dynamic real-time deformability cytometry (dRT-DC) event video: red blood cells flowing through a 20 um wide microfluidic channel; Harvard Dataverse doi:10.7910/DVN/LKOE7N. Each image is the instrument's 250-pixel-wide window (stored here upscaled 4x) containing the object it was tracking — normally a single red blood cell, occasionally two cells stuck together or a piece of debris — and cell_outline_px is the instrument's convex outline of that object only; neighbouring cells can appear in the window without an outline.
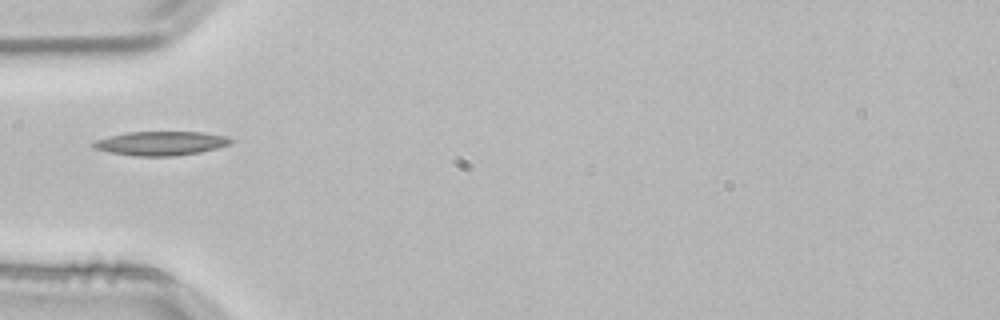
{"species": "common noctule bat (a hibernating species)", "species_latin": "Nyctalus noctula", "temperature_condition": "room temperature", "stored_images_in_passage": 37, "camera_frame_rate_fps": 3000, "um_per_image_px": 0.085, "animal": {"sex": "male", "body_mass_g": 21.5, "forearm_length_mm": 52.0}, "frame": {"image": 1, "passage_image": 1, "time_ms": 0.0, "image_size_px": [1000, 320], "cell_outline_px": [[236, 140], [232, 144], [200, 152], [176, 156], [136, 156], [112, 152], [92, 148], [92, 144], [96, 140], [128, 132], [204, 132], [228, 136]], "centroid_in_image_um": [13.77, 12.18], "position_along_channel_um": 71.2, "area_um2": 19.25}}
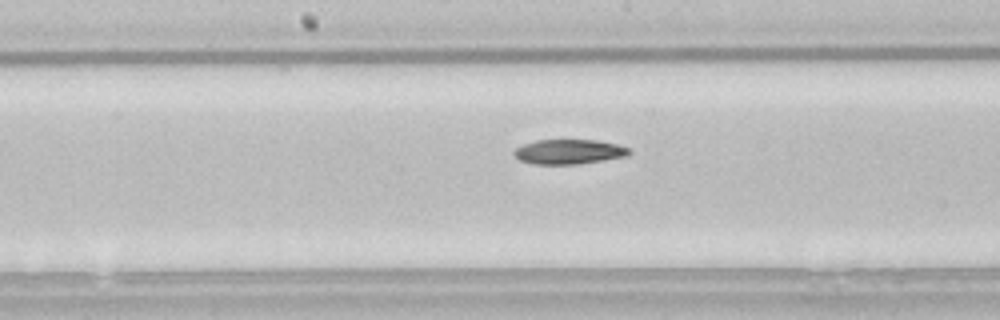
{"frame": {"image": 2, "passage_image": 11, "time_ms": 3.333, "image_size_px": [1000, 320], "cell_outline_px": [[632, 152], [628, 156], [604, 160], [576, 164], [532, 164], [520, 160], [512, 152], [516, 148], [524, 144], [536, 140], [596, 140], [616, 144], [628, 148]], "centroid_in_image_um": [48.36, 12.9], "position_along_channel_um": 199.8, "area_um2": 16.53}}
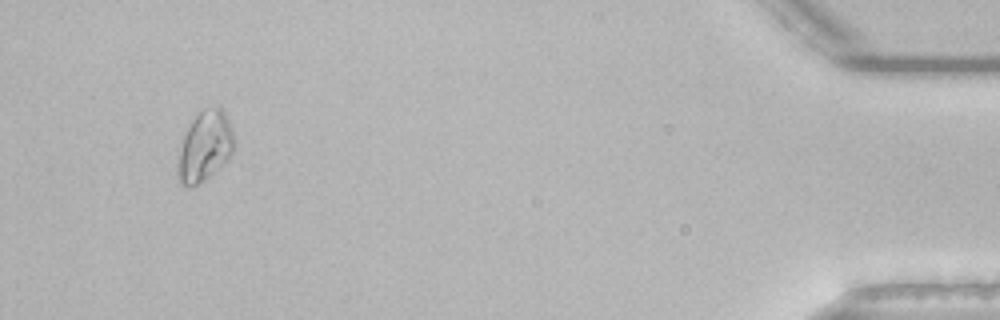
{"frame": {"image": 3, "passage_image": 34, "time_ms": 11.0, "image_size_px": [1000, 320], "cell_outline_px": [[236, 148], [228, 160], [200, 184], [188, 188], [180, 184], [180, 148], [184, 136], [196, 112], [204, 108], [220, 104], [228, 120], [236, 144]], "centroid_in_image_um": [17.47, 12.4], "position_along_channel_um": 417.7, "area_um2": 23.0}, "authors_computed_cell_mechanics": {"area_um2": 17.3978, "velocity_mm_per_s": 3.8294, "shape_relaxation_time_tau1_ms": 6.428, "shape_relaxation_time_tau2_ms": null, "deformation_change_tau1": 0.1366, "deformation_change_tau2": null}}